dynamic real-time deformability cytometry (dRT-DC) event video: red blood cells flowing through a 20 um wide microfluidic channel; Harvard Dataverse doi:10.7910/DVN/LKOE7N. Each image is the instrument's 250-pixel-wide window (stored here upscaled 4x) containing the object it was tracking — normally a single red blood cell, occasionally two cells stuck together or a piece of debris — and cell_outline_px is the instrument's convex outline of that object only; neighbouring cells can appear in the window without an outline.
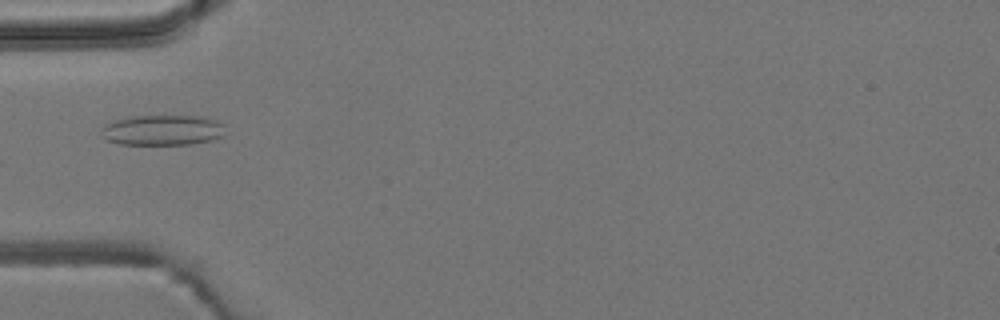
{"species": "common noctule bat (a hibernating species)", "species_latin": "Nyctalus noctula", "temperature_condition": "room temperature", "stored_images_in_passage": 7, "camera_frame_rate_fps": 3000, "um_per_image_px": 0.085, "animal": {"sex": "male", "body_mass_g": 19.2, "forearm_length_mm": 51.8}, "frame": {"image": 1, "passage_image": 6, "time_ms": 6.0, "image_size_px": [1000, 320], "cell_outline_px": [[224, 136], [212, 140], [192, 144], [120, 144], [108, 140], [100, 136], [100, 128], [104, 124], [116, 120], [136, 116], [200, 116], [216, 120], [224, 124]], "centroid_in_image_um": [13.81, 11.06], "position_along_channel_um": 71.2, "area_um2": 22.08}}